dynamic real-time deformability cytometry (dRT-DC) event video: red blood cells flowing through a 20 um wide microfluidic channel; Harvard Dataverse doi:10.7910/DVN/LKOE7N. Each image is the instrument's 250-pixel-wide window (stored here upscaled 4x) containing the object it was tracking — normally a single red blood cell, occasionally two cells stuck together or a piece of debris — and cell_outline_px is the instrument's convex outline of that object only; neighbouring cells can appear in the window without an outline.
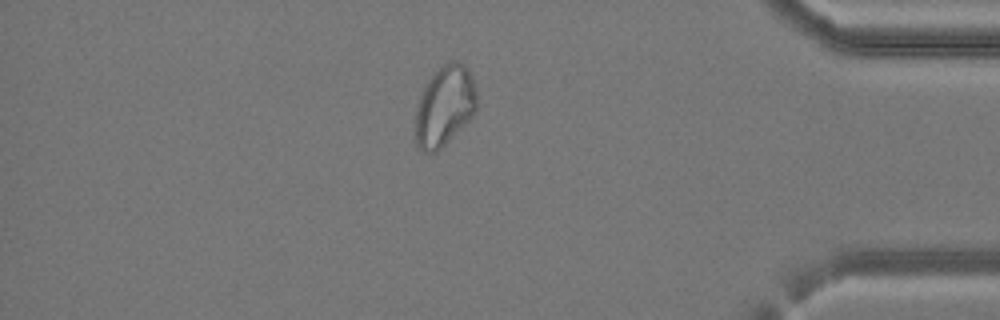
{"species": "common noctule bat (a hibernating species)", "species_latin": "Nyctalus noctula", "temperature_condition": "cold", "stored_images_in_passage": 41, "camera_frame_rate_fps": 3000, "um_per_image_px": 0.085, "animal": {"sex": "female", "body_mass_g": 24.6, "forearm_length_mm": 56.2}, "frame": {"image": 1, "passage_image": 35, "time_ms": 11.333, "image_size_px": [1000, 320], "cell_outline_px": [[476, 108], [472, 116], [436, 152], [424, 152], [416, 144], [416, 108], [420, 96], [428, 80], [444, 64], [452, 60], [456, 60], [464, 64], [468, 68], [476, 92]], "centroid_in_image_um": [37.78, 8.99], "position_along_channel_um": 397.4, "area_um2": 28.03}}